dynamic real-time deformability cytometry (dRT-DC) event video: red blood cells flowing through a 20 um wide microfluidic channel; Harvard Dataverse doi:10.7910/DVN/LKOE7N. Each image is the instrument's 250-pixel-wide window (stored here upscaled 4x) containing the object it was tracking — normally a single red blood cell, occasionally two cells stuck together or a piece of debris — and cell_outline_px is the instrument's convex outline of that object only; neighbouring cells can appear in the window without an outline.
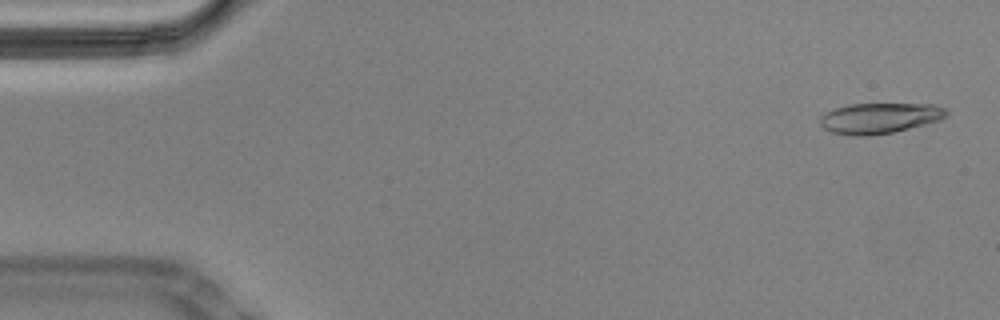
{"species": "Egyptian fruit bat (a non-hibernating species)", "species_latin": "Rousettus aegyptiacus", "temperature_condition": "cold", "stored_images_in_passage": 56, "camera_frame_rate_fps": 3000, "um_per_image_px": 0.085, "animal": {"sex": "male"}, "frame": {"image": 1, "passage_image": 1, "time_ms": 0.0, "image_size_px": [1000, 320], "cell_outline_px": [[948, 112], [940, 120], [892, 132], [864, 136], [856, 136], [832, 132], [824, 128], [820, 124], [820, 116], [824, 112], [848, 104], [932, 104], [944, 108]], "centroid_in_image_um": [74.72, 10.03], "position_along_channel_um": 10.3, "area_um2": 22.25}}
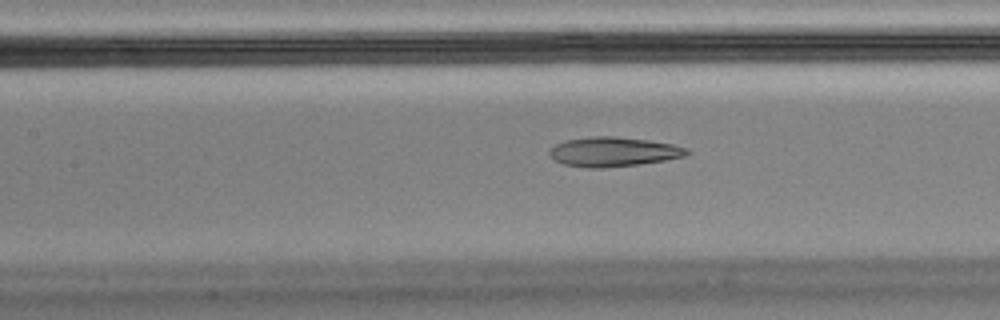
{"frame": {"image": 2, "passage_image": 24, "time_ms": 7.667, "image_size_px": [1000, 320], "cell_outline_px": [[692, 152], [684, 156], [664, 160], [640, 164], [604, 168], [588, 168], [564, 164], [556, 160], [548, 152], [556, 144], [568, 140], [592, 136], [612, 136], [648, 140], [672, 144], [688, 148]], "centroid_in_image_um": [52.18, 12.9], "position_along_channel_um": 155.2, "area_um2": 23.41}}
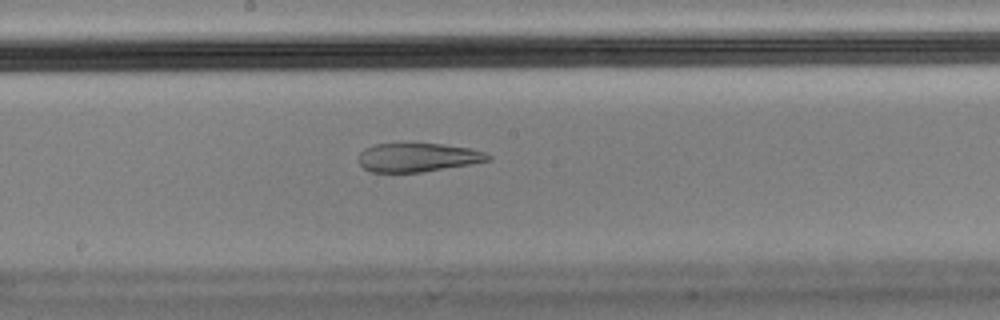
{"frame": {"image": 3, "passage_image": 29, "time_ms": 9.333, "image_size_px": [1000, 320], "cell_outline_px": [[492, 160], [420, 172], [372, 172], [364, 168], [360, 164], [360, 152], [364, 148], [376, 144], [440, 144], [468, 148], [484, 152], [492, 156]], "centroid_in_image_um": [35.51, 13.38], "position_along_channel_um": 212.7, "area_um2": 21.27}, "authors_computed_cell_mechanics": {"area_um2": 23.9003, "velocity_mm_per_s": 3.4635, "shape_relaxation_time_tau1_ms": null, "shape_relaxation_time_tau2_ms": 2.3375, "deformation_change_tau1": null, "deformation_change_tau2": 0.1126}}